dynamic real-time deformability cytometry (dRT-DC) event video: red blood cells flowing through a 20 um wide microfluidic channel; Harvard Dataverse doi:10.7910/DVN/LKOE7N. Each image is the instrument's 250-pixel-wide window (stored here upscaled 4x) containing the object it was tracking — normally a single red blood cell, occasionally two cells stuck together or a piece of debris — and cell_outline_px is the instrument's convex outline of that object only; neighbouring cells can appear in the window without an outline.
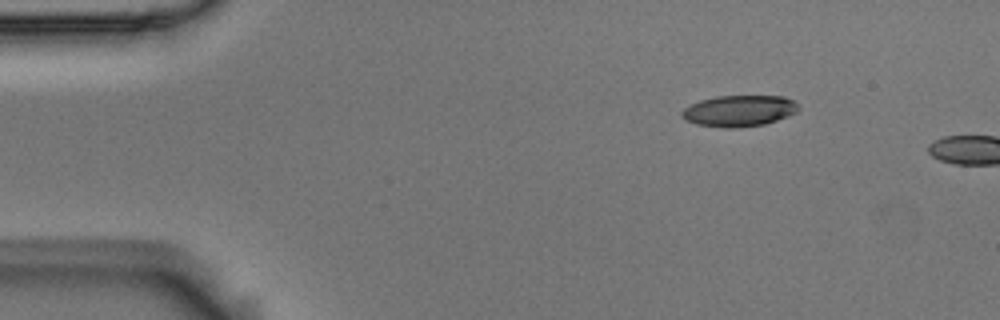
{"species": "Egyptian fruit bat (a non-hibernating species)", "species_latin": "Rousettus aegyptiacus", "temperature_condition": "room temperature", "stored_images_in_passage": 2, "camera_frame_rate_fps": 3000, "um_per_image_px": 0.085, "animal": {"sex": "male"}, "frame": {"image": 1, "passage_image": 1, "time_ms": 0.0, "image_size_px": [1000, 320], "cell_outline_px": [[800, 108], [796, 112], [788, 116], [764, 124], [732, 128], [724, 128], [696, 124], [684, 120], [680, 116], [680, 112], [684, 108], [700, 100], [716, 96], [784, 96], [792, 100]], "centroid_in_image_um": [62.78, 9.42], "position_along_channel_um": 22.2, "area_um2": 21.21}}